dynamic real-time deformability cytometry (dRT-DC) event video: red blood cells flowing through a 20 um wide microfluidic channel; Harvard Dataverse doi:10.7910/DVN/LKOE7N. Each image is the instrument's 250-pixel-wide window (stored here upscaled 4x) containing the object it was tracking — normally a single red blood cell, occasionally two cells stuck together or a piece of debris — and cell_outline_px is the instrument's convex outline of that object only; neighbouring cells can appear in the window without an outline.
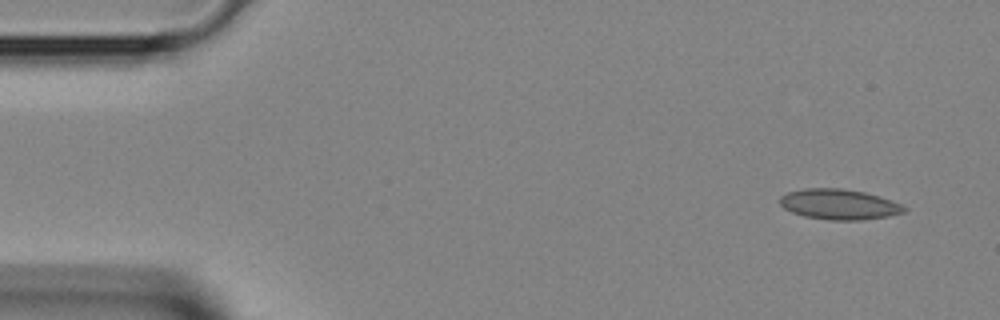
{"species": "Egyptian fruit bat (a non-hibernating species)", "species_latin": "Rousettus aegyptiacus", "temperature_condition": "room temperature", "stored_images_in_passage": 2, "camera_frame_rate_fps": 3000, "um_per_image_px": 0.085, "animal": {"sex": "female"}, "frame": {"image": 1, "passage_image": 1, "time_ms": 0.0, "image_size_px": [1000, 320], "cell_outline_px": [[908, 208], [904, 212], [888, 216], [864, 220], [828, 220], [804, 216], [792, 212], [784, 208], [780, 204], [780, 196], [788, 192], [804, 188], [840, 188], [864, 192], [900, 204]], "centroid_in_image_um": [71.29, 17.37], "position_along_channel_um": 13.7, "area_um2": 21.85}}